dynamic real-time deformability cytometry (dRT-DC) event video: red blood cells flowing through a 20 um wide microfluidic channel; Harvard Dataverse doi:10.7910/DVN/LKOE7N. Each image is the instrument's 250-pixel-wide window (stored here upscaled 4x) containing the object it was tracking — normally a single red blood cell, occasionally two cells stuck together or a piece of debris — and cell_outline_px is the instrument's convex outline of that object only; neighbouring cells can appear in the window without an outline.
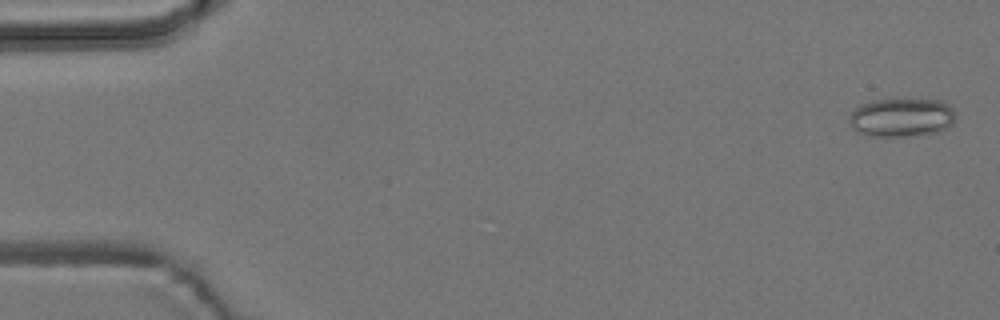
{"species": "common noctule bat (a hibernating species)", "species_latin": "Nyctalus noctula", "temperature_condition": "room temperature", "stored_images_in_passage": 30, "camera_frame_rate_fps": 3000, "um_per_image_px": 0.085, "animal": {"sex": "male", "body_mass_g": 19.2, "forearm_length_mm": 51.8}, "frame": {"image": 1, "passage_image": 2, "time_ms": 0.333, "image_size_px": [1000, 320], "cell_outline_px": [[956, 116], [952, 124], [948, 128], [940, 132], [916, 136], [864, 136], [856, 132], [848, 120], [848, 116], [856, 108], [872, 100], [940, 100], [952, 104]], "centroid_in_image_um": [76.68, 10.01], "position_along_channel_um": 8.3, "area_um2": 24.33}}
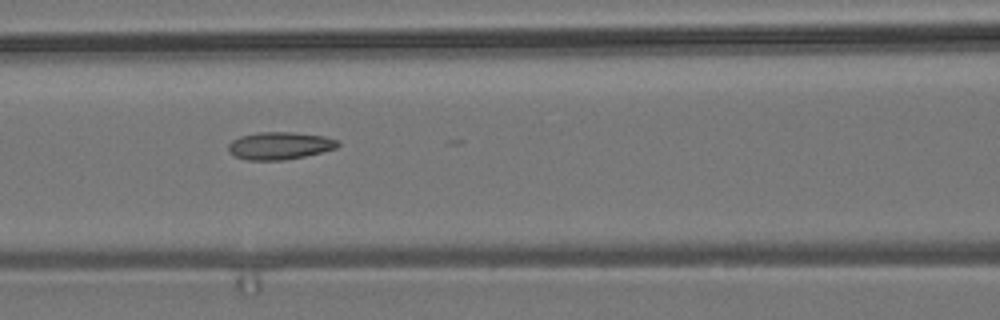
{"frame": {"image": 2, "passage_image": 24, "time_ms": 7.667, "image_size_px": [1000, 320], "cell_outline_px": [[340, 144], [336, 148], [304, 156], [284, 160], [248, 160], [236, 156], [228, 152], [228, 144], [232, 140], [240, 136], [260, 132], [292, 132], [324, 136], [340, 140]], "centroid_in_image_um": [23.77, 12.38], "position_along_channel_um": 142.8, "area_um2": 17.51}}
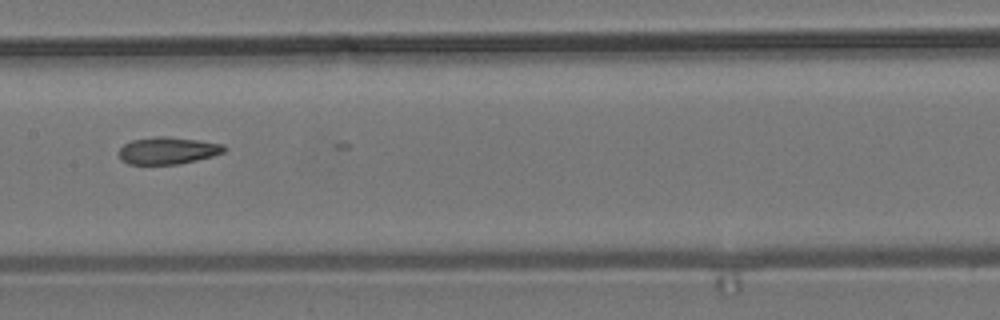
{"frame": {"image": 3, "passage_image": 28, "time_ms": 9.0, "image_size_px": [1000, 320], "cell_outline_px": [[228, 148], [224, 152], [212, 156], [180, 164], [128, 164], [120, 160], [120, 148], [124, 144], [132, 140], [156, 136], [168, 136], [224, 144]], "centroid_in_image_um": [14.27, 12.8], "position_along_channel_um": 193.1, "area_um2": 16.65}}